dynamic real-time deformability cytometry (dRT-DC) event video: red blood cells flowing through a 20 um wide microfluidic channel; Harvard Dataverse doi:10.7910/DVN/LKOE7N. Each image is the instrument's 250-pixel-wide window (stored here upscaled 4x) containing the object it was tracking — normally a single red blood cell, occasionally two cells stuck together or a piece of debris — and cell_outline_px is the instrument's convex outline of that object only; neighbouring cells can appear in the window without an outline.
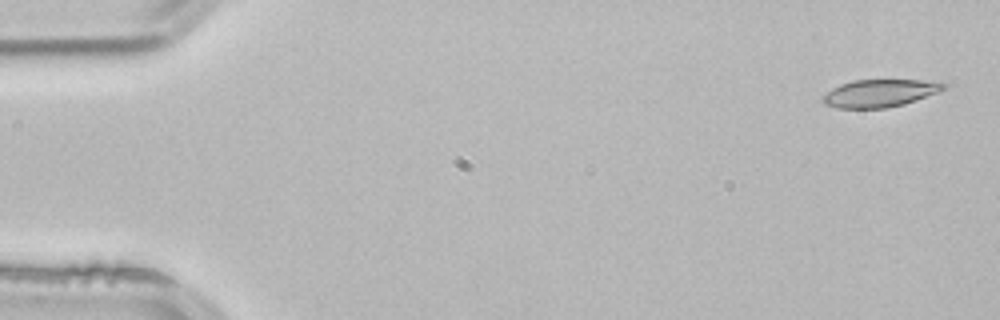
{"species": "common noctule bat (a hibernating species)", "species_latin": "Nyctalus noctula", "temperature_condition": "room temperature", "stored_images_in_passage": 4, "camera_frame_rate_fps": 3000, "um_per_image_px": 0.085, "animal": {"sex": "male", "body_mass_g": 21.5, "forearm_length_mm": 52.0}, "frame": {"image": 1, "passage_image": 1, "time_ms": 0.0, "image_size_px": [1000, 320], "cell_outline_px": [[948, 88], [916, 100], [904, 104], [888, 108], [836, 108], [824, 104], [820, 100], [820, 96], [832, 88], [840, 84], [852, 80], [920, 80], [948, 84]], "centroid_in_image_um": [74.72, 7.93], "position_along_channel_um": 10.3, "area_um2": 19.59}}
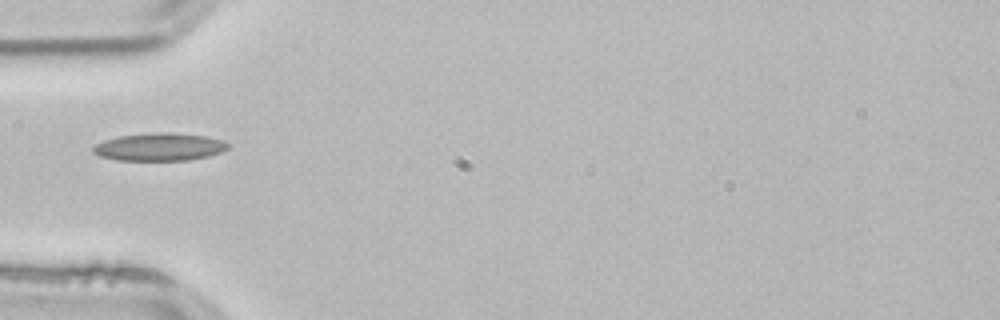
{"frame": {"image": 2, "passage_image": 4, "time_ms": 1.0, "image_size_px": [1000, 320], "cell_outline_px": [[232, 144], [228, 148], [220, 152], [208, 156], [188, 160], [116, 160], [100, 156], [92, 152], [92, 148], [96, 144], [104, 140], [116, 136], [152, 132], [172, 132], [204, 136], [224, 140]], "centroid_in_image_um": [13.55, 12.47], "position_along_channel_um": 71.4, "area_um2": 22.02}}